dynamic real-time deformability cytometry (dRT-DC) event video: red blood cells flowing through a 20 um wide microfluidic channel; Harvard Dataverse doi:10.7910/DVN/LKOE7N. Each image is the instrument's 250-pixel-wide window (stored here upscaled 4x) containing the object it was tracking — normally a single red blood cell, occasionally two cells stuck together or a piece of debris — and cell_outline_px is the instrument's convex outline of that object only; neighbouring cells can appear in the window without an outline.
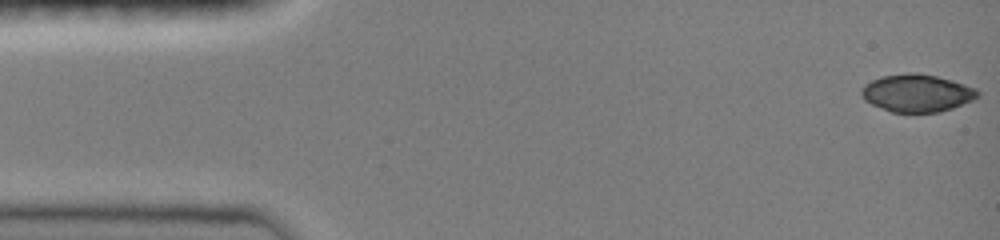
{"species": "common noctule bat (a hibernating species)", "species_latin": "Nyctalus noctula", "temperature_condition": "room temperature", "stored_images_in_passage": 52, "camera_frame_rate_fps": 3000, "um_per_image_px": 0.085, "animal": {"sex": "female", "body_mass_g": 19.0, "forearm_length_mm": 51.5}, "frame": {"image": 1, "passage_image": 1, "time_ms": 0.0, "image_size_px": [1000, 240], "cell_outline_px": [[980, 96], [976, 100], [940, 112], [892, 112], [872, 104], [864, 100], [860, 92], [860, 88], [864, 84], [880, 76], [908, 72], [916, 72], [936, 76], [952, 80], [976, 88], [980, 92]], "centroid_in_image_um": [77.96, 7.9], "position_along_channel_um": 7.0, "area_um2": 25.78}}
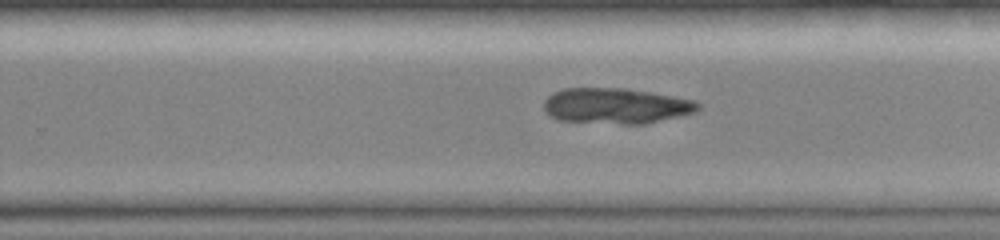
{"frame": {"image": 2, "passage_image": 26, "time_ms": 9.667, "image_size_px": [1000, 240], "cell_outline_px": [[700, 108], [696, 112], [680, 116], [644, 124], [624, 124], [560, 120], [548, 116], [544, 108], [544, 100], [552, 92], [564, 88], [624, 88], [696, 100], [700, 104]], "centroid_in_image_um": [52.35, 9.0], "position_along_channel_um": 277.5, "area_um2": 32.02}}
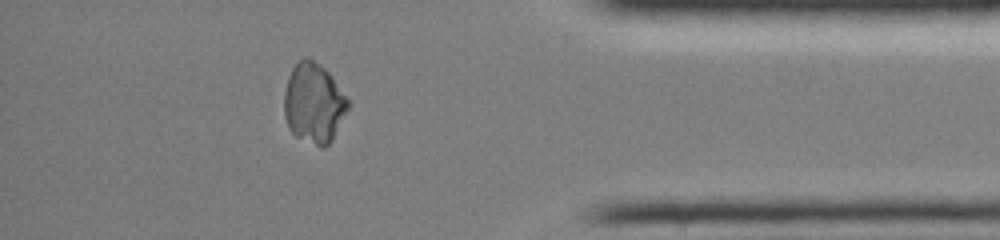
{"frame": {"image": 3, "passage_image": 40, "time_ms": 13.333, "image_size_px": [1000, 240], "cell_outline_px": [[348, 108], [332, 140], [324, 148], [320, 148], [296, 136], [292, 132], [284, 116], [284, 92], [288, 76], [292, 68], [304, 56], [308, 56], [320, 64], [332, 76], [348, 100]], "centroid_in_image_um": [26.65, 8.75], "position_along_channel_um": 408.5, "area_um2": 29.65}}